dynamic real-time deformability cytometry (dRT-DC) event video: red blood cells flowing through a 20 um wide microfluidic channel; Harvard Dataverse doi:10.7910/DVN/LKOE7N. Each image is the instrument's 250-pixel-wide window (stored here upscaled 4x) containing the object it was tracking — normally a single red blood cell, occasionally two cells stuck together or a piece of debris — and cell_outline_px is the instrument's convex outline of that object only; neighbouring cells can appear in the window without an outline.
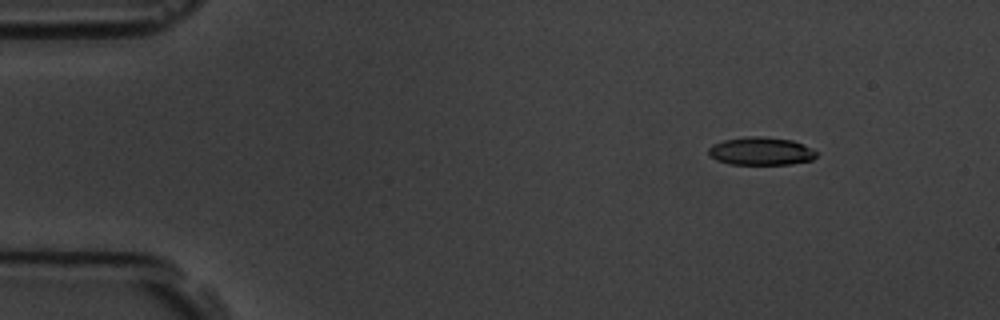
{"species": "common noctule bat (a hibernating species)", "species_latin": "Nyctalus noctula", "temperature_condition": "room temperature", "stored_images_in_passage": 3, "camera_frame_rate_fps": 3000, "um_per_image_px": 0.085, "animal": {"sex": "male", "body_mass_g": 19.5, "forearm_length_mm": 54.6}, "frame": {"image": 1, "passage_image": 1, "time_ms": 0.0, "image_size_px": [1000, 320], "cell_outline_px": [[820, 152], [812, 160], [792, 164], [728, 164], [716, 160], [708, 152], [708, 148], [712, 144], [724, 140], [748, 136], [760, 136], [792, 140]], "centroid_in_image_um": [64.69, 12.85], "position_along_channel_um": 20.3, "area_um2": 17.63}}
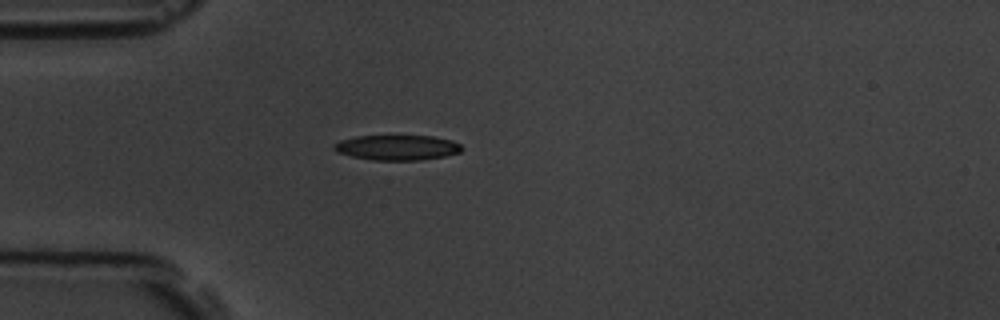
{"frame": {"image": 2, "passage_image": 3, "time_ms": 3.0, "image_size_px": [1000, 320], "cell_outline_px": [[464, 148], [460, 152], [444, 156], [416, 160], [372, 160], [352, 156], [336, 152], [332, 148], [332, 144], [340, 140], [356, 136], [432, 136], [452, 140], [460, 144]], "centroid_in_image_um": [33.73, 12.53], "position_along_channel_um": 51.3, "area_um2": 18.73}}